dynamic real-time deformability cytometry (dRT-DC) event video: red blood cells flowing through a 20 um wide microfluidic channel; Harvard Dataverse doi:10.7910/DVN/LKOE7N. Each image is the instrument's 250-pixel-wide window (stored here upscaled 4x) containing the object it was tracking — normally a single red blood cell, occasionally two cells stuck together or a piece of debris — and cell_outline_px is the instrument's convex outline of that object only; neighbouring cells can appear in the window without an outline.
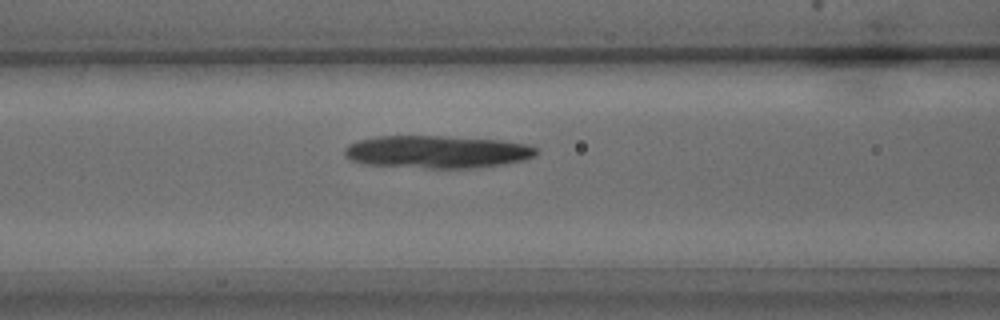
{"species": "common noctule bat (a hibernating species)", "species_latin": "Nyctalus noctula", "temperature_condition": "warm", "stored_images_in_passage": 18, "camera_frame_rate_fps": 3000, "um_per_image_px": 0.085, "animal": {"sex": "male", "body_mass_g": 15.6}, "frame": {"image": 1, "passage_image": 5, "time_ms": 1.333, "image_size_px": [1000, 320], "cell_outline_px": [[540, 152], [536, 156], [524, 160], [504, 164], [472, 168], [428, 168], [364, 164], [348, 160], [344, 156], [344, 148], [348, 144], [360, 140], [376, 136], [444, 136], [504, 140], [528, 144], [536, 148]], "centroid_in_image_um": [37.16, 12.9], "position_along_channel_um": 129.4, "area_um2": 36.88}}
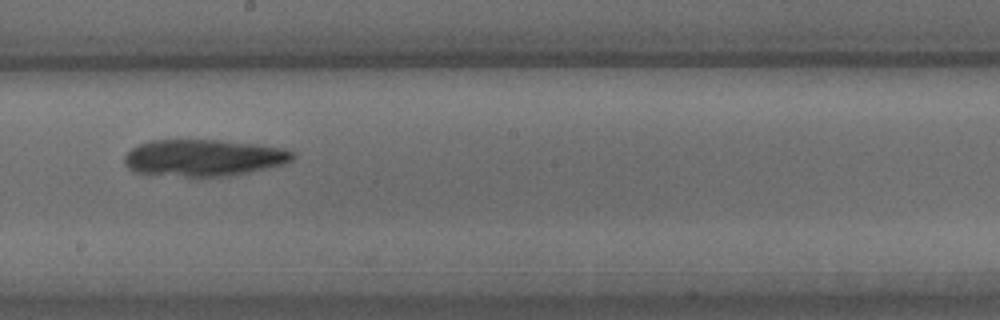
{"frame": {"image": 2, "passage_image": 11, "time_ms": 3.333, "image_size_px": [1000, 320], "cell_outline_px": [[296, 156], [292, 160], [284, 164], [268, 168], [232, 176], [200, 180], [132, 172], [124, 164], [124, 156], [132, 148], [140, 144], [152, 140], [220, 140], [256, 144], [284, 148], [292, 152]], "centroid_in_image_um": [17.28, 13.46], "position_along_channel_um": 230.9, "area_um2": 37.28}}
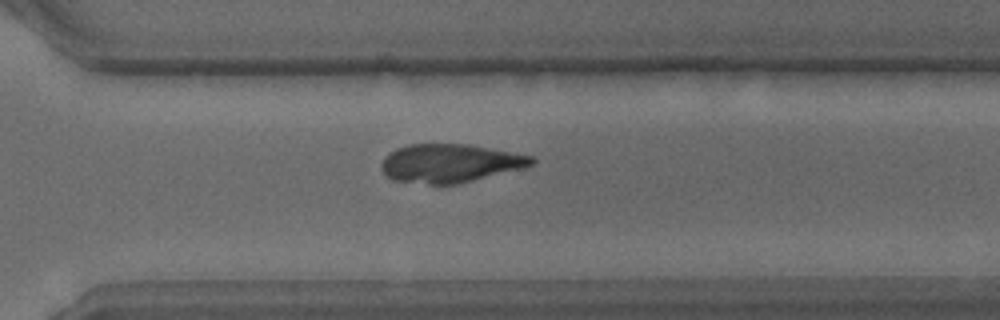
{"frame": {"image": 3, "passage_image": 17, "time_ms": 5.333, "image_size_px": [1000, 320], "cell_outline_px": [[536, 160], [532, 164], [520, 168], [460, 184], [428, 184], [392, 180], [380, 168], [380, 164], [384, 156], [388, 152], [396, 148], [408, 144], [468, 144], [532, 156]], "centroid_in_image_um": [38.18, 13.87], "position_along_channel_um": 332.4, "area_um2": 33.58}}